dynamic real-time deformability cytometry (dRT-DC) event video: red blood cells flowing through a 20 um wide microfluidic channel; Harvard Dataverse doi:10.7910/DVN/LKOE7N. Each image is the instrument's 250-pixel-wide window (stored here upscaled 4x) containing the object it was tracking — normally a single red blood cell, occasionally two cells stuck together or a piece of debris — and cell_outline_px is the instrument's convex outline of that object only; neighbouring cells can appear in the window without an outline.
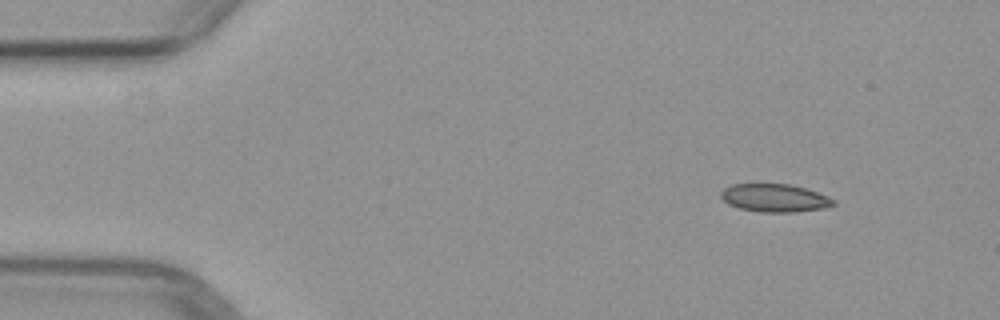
{"species": "common noctule bat (a hibernating species)", "species_latin": "Nyctalus noctula", "temperature_condition": "warm", "stored_images_in_passage": 4, "camera_frame_rate_fps": 3000, "um_per_image_px": 0.085, "animal": {"sex": "female", "body_mass_g": 29.2, "forearm_length_mm": 56.3}, "frame": {"image": 1, "passage_image": 1, "time_ms": 0.0, "image_size_px": [1000, 320], "cell_outline_px": [[836, 204], [824, 208], [796, 212], [760, 212], [740, 208], [728, 204], [720, 196], [720, 192], [724, 188], [732, 184], [788, 184], [804, 188], [828, 196], [836, 200]], "centroid_in_image_um": [65.85, 16.83], "position_along_channel_um": 19.2, "area_um2": 18.32}}
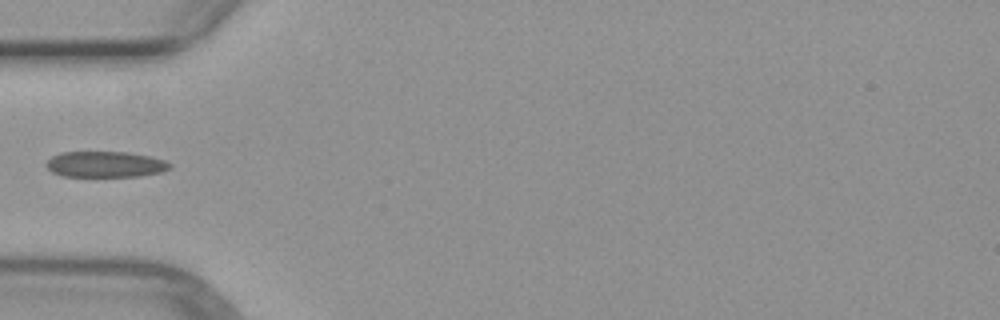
{"frame": {"image": 2, "passage_image": 4, "time_ms": 3.667, "image_size_px": [1000, 320], "cell_outline_px": [[172, 168], [160, 172], [140, 176], [64, 176], [52, 172], [44, 164], [52, 156], [60, 152], [128, 152], [148, 156], [164, 160], [172, 164]], "centroid_in_image_um": [8.95, 13.96], "position_along_channel_um": 76.1, "area_um2": 18.61}}